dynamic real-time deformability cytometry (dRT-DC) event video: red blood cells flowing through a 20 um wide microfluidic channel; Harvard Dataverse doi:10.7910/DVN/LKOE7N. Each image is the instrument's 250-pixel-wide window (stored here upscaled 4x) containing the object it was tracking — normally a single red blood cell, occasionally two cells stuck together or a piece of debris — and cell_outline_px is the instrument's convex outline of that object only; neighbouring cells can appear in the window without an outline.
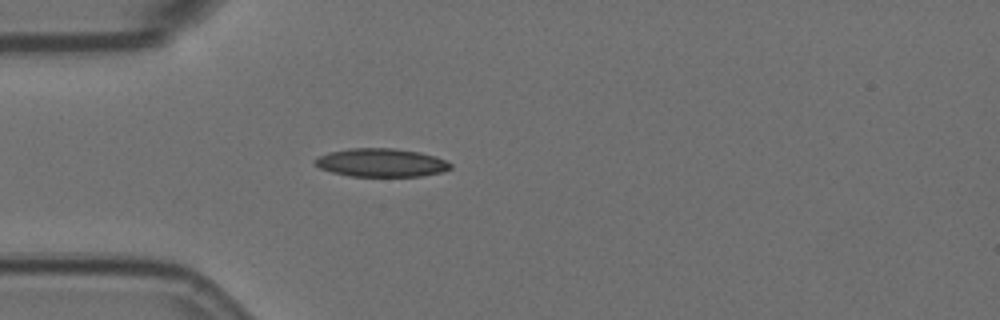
{"species": "Egyptian fruit bat (a non-hibernating species)", "species_latin": "Rousettus aegyptiacus", "temperature_condition": "room temperature", "stored_images_in_passage": 1, "camera_frame_rate_fps": 3000, "um_per_image_px": 0.085, "animal": {"sex": "female"}, "frame": {"image": 1, "passage_image": 1, "time_ms": 0.0, "image_size_px": [1000, 320], "cell_outline_px": [[452, 168], [440, 172], [420, 176], [352, 176], [332, 172], [320, 168], [312, 160], [320, 156], [332, 152], [352, 148], [392, 148], [420, 152], [436, 156], [452, 164]], "centroid_in_image_um": [32.43, 13.82], "position_along_channel_um": 52.6, "area_um2": 22.14}}